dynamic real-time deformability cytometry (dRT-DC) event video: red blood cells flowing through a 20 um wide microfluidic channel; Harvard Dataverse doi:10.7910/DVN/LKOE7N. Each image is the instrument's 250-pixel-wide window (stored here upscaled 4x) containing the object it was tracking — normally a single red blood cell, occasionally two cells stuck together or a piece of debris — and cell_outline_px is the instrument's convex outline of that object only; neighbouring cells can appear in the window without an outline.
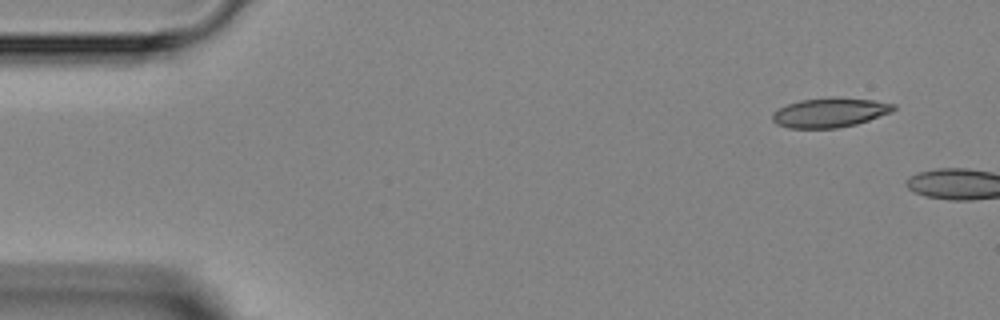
{"species": "Egyptian fruit bat (a non-hibernating species)", "species_latin": "Rousettus aegyptiacus", "temperature_condition": "room temperature", "stored_images_in_passage": 2, "camera_frame_rate_fps": 3000, "um_per_image_px": 0.085, "animal": {"sex": "female"}, "frame": {"image": 1, "passage_image": 1, "time_ms": 0.0, "image_size_px": [1000, 320], "cell_outline_px": [[896, 108], [892, 112], [856, 124], [836, 128], [788, 128], [776, 124], [772, 120], [772, 112], [788, 104], [800, 100], [832, 96], [872, 100], [896, 104]], "centroid_in_image_um": [70.53, 9.56], "position_along_channel_um": 14.5, "area_um2": 20.92}}